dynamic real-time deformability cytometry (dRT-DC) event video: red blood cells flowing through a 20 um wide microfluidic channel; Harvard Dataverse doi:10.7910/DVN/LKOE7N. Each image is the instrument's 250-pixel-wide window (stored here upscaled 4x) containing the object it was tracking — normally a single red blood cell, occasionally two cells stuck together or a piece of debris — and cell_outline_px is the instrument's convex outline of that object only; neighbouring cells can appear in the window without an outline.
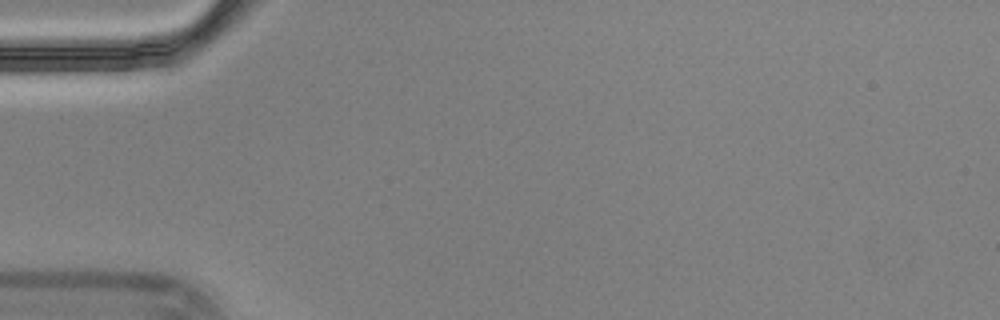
{"species": "Egyptian fruit bat (a non-hibernating species)", "species_latin": "Rousettus aegyptiacus", "temperature_condition": "cold", "stored_images_in_passage": 2, "camera_frame_rate_fps": 3000, "um_per_image_px": 0.085, "animal": {"sex": "male"}, "frame": {"image": 1, "passage_image": 1, "time_ms": 0.0, "image_size_px": [1000, 320], "cell_outline_px": [[280, 44], [276, 52], [260, 68], [240, 84], [216, 100], [200, 96], [200, 92], [228, 68], [248, 52], [272, 36]], "centroid_in_image_um": [20.5, 5.93], "position_along_channel_um": 64.5, "area_um2": 11.79}}